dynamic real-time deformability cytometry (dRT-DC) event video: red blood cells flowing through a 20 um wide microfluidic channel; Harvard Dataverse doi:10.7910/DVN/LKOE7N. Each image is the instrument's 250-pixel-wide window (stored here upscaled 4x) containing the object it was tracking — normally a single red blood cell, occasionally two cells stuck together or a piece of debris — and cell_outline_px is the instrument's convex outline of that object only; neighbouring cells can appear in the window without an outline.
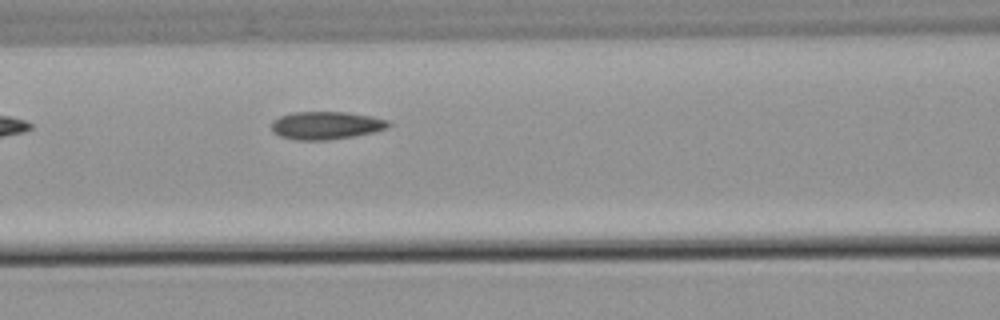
{"species": "common noctule bat (a hibernating species)", "species_latin": "Nyctalus noctula", "temperature_condition": "warm", "stored_images_in_passage": 4, "segment_of_instrument_passage": [1, 2], "camera_frame_rate_fps": 3000, "um_per_image_px": 0.085, "animal": {"sex": "male", "body_mass_g": 21.5, "forearm_length_mm": 52.0}, "frame": {"image": 1, "passage_image": 3, "time_ms": 2.333, "image_size_px": [1000, 320], "cell_outline_px": [[392, 124], [388, 128], [372, 132], [352, 136], [328, 140], [296, 140], [280, 136], [272, 132], [272, 120], [280, 116], [292, 112], [348, 112], [372, 116], [388, 120]], "centroid_in_image_um": [27.71, 10.65], "position_along_channel_um": 138.9, "area_um2": 19.07}}